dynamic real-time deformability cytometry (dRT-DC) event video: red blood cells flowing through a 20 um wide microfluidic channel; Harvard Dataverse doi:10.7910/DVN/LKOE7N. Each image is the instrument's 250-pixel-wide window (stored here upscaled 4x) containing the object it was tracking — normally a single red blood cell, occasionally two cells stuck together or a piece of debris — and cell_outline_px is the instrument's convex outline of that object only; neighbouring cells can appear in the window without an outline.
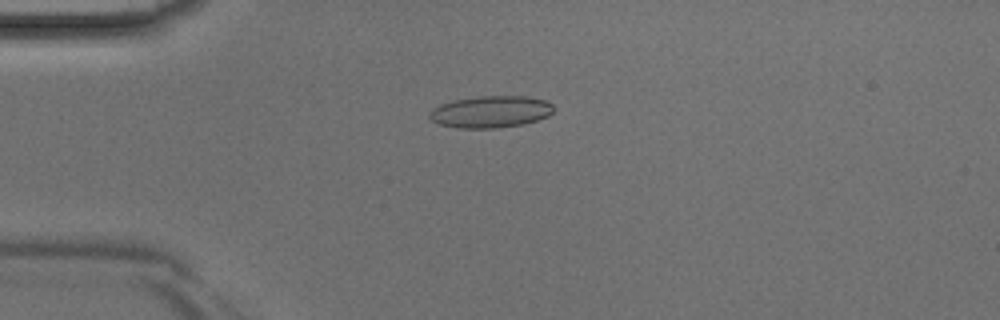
{"species": "Egyptian fruit bat (a non-hibernating species)", "species_latin": "Rousettus aegyptiacus", "temperature_condition": "room temperature", "stored_images_in_passage": 37, "camera_frame_rate_fps": 3000, "um_per_image_px": 0.085, "animal": {"sex": "male"}, "frame": {"image": 1, "passage_image": 4, "time_ms": 1.0, "image_size_px": [1000, 320], "cell_outline_px": [[556, 108], [548, 116], [524, 124], [492, 128], [456, 128], [440, 124], [432, 120], [428, 116], [428, 112], [432, 108], [440, 104], [456, 100], [480, 96], [528, 96], [548, 100]], "centroid_in_image_um": [41.73, 9.49], "position_along_channel_um": 43.3, "area_um2": 23.18}}
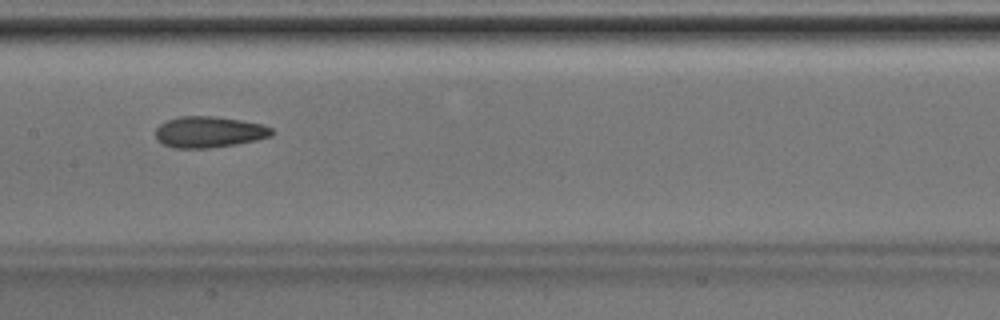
{"frame": {"image": 2, "passage_image": 15, "time_ms": 4.667, "image_size_px": [1000, 320], "cell_outline_px": [[272, 136], [256, 140], [236, 144], [208, 148], [172, 148], [156, 140], [156, 128], [160, 124], [168, 120], [180, 116], [216, 116], [240, 120], [260, 124], [272, 128]], "centroid_in_image_um": [17.74, 11.22], "position_along_channel_um": 189.7, "area_um2": 21.04}}
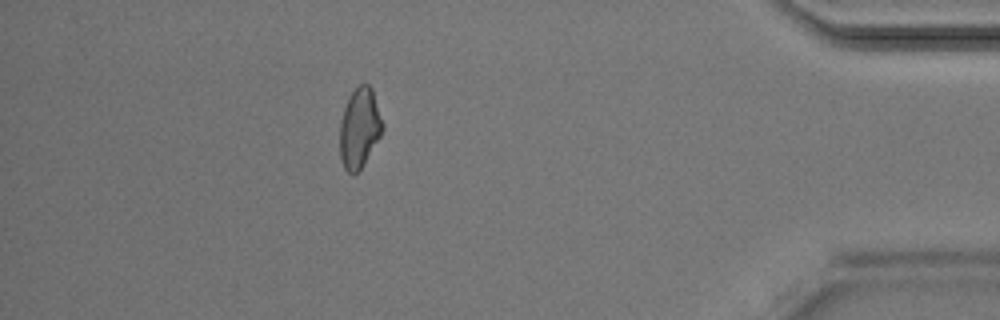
{"frame": {"image": 3, "passage_image": 32, "time_ms": 10.333, "image_size_px": [1000, 320], "cell_outline_px": [[384, 128], [380, 136], [360, 168], [352, 176], [344, 168], [340, 156], [340, 124], [344, 108], [348, 96], [360, 84], [368, 84], [372, 88], [384, 124]], "centroid_in_image_um": [30.55, 10.86], "position_along_channel_um": 404.6, "area_um2": 19.71}}